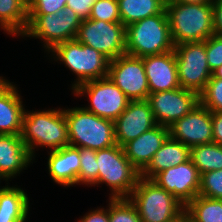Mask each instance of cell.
<instances>
[{"mask_svg": "<svg viewBox=\"0 0 222 222\" xmlns=\"http://www.w3.org/2000/svg\"><path fill=\"white\" fill-rule=\"evenodd\" d=\"M97 186L106 184L111 199L128 198L140 178V172L126 157L123 147L115 144L96 151Z\"/></svg>", "mask_w": 222, "mask_h": 222, "instance_id": "6", "label": "cell"}, {"mask_svg": "<svg viewBox=\"0 0 222 222\" xmlns=\"http://www.w3.org/2000/svg\"><path fill=\"white\" fill-rule=\"evenodd\" d=\"M27 147L19 135L0 134V179L16 178L32 163Z\"/></svg>", "mask_w": 222, "mask_h": 222, "instance_id": "19", "label": "cell"}, {"mask_svg": "<svg viewBox=\"0 0 222 222\" xmlns=\"http://www.w3.org/2000/svg\"><path fill=\"white\" fill-rule=\"evenodd\" d=\"M28 27V0H0V28L12 36H22Z\"/></svg>", "mask_w": 222, "mask_h": 222, "instance_id": "24", "label": "cell"}, {"mask_svg": "<svg viewBox=\"0 0 222 222\" xmlns=\"http://www.w3.org/2000/svg\"><path fill=\"white\" fill-rule=\"evenodd\" d=\"M174 52L180 87L200 94L212 76L205 41L175 45Z\"/></svg>", "mask_w": 222, "mask_h": 222, "instance_id": "11", "label": "cell"}, {"mask_svg": "<svg viewBox=\"0 0 222 222\" xmlns=\"http://www.w3.org/2000/svg\"><path fill=\"white\" fill-rule=\"evenodd\" d=\"M121 23L128 25L160 14L166 9V0H117Z\"/></svg>", "mask_w": 222, "mask_h": 222, "instance_id": "25", "label": "cell"}, {"mask_svg": "<svg viewBox=\"0 0 222 222\" xmlns=\"http://www.w3.org/2000/svg\"><path fill=\"white\" fill-rule=\"evenodd\" d=\"M147 100L156 123L165 127L171 126L200 103L197 92L182 87L150 93Z\"/></svg>", "mask_w": 222, "mask_h": 222, "instance_id": "13", "label": "cell"}, {"mask_svg": "<svg viewBox=\"0 0 222 222\" xmlns=\"http://www.w3.org/2000/svg\"><path fill=\"white\" fill-rule=\"evenodd\" d=\"M156 125L148 100L129 101L127 108L114 121L116 143L123 147Z\"/></svg>", "mask_w": 222, "mask_h": 222, "instance_id": "16", "label": "cell"}, {"mask_svg": "<svg viewBox=\"0 0 222 222\" xmlns=\"http://www.w3.org/2000/svg\"><path fill=\"white\" fill-rule=\"evenodd\" d=\"M21 138L34 160L38 147L53 151L69 145L64 108L25 110Z\"/></svg>", "mask_w": 222, "mask_h": 222, "instance_id": "1", "label": "cell"}, {"mask_svg": "<svg viewBox=\"0 0 222 222\" xmlns=\"http://www.w3.org/2000/svg\"><path fill=\"white\" fill-rule=\"evenodd\" d=\"M190 160L200 175L209 171L222 170V145L212 142L192 147Z\"/></svg>", "mask_w": 222, "mask_h": 222, "instance_id": "26", "label": "cell"}, {"mask_svg": "<svg viewBox=\"0 0 222 222\" xmlns=\"http://www.w3.org/2000/svg\"><path fill=\"white\" fill-rule=\"evenodd\" d=\"M91 20L121 22L117 0H96L89 16Z\"/></svg>", "mask_w": 222, "mask_h": 222, "instance_id": "32", "label": "cell"}, {"mask_svg": "<svg viewBox=\"0 0 222 222\" xmlns=\"http://www.w3.org/2000/svg\"><path fill=\"white\" fill-rule=\"evenodd\" d=\"M169 1L177 3H188V4H205L213 2V0H169Z\"/></svg>", "mask_w": 222, "mask_h": 222, "instance_id": "40", "label": "cell"}, {"mask_svg": "<svg viewBox=\"0 0 222 222\" xmlns=\"http://www.w3.org/2000/svg\"><path fill=\"white\" fill-rule=\"evenodd\" d=\"M152 181L171 193L184 206L199 193L200 174L190 159L158 173Z\"/></svg>", "mask_w": 222, "mask_h": 222, "instance_id": "15", "label": "cell"}, {"mask_svg": "<svg viewBox=\"0 0 222 222\" xmlns=\"http://www.w3.org/2000/svg\"><path fill=\"white\" fill-rule=\"evenodd\" d=\"M199 98L211 112H222V79L210 78Z\"/></svg>", "mask_w": 222, "mask_h": 222, "instance_id": "30", "label": "cell"}, {"mask_svg": "<svg viewBox=\"0 0 222 222\" xmlns=\"http://www.w3.org/2000/svg\"><path fill=\"white\" fill-rule=\"evenodd\" d=\"M9 80L5 79L4 77L0 76V89L8 82Z\"/></svg>", "mask_w": 222, "mask_h": 222, "instance_id": "42", "label": "cell"}, {"mask_svg": "<svg viewBox=\"0 0 222 222\" xmlns=\"http://www.w3.org/2000/svg\"><path fill=\"white\" fill-rule=\"evenodd\" d=\"M52 54H51V53ZM54 61H60L77 77L71 90L89 80L108 76L110 60L102 53L78 42L76 39L57 44L49 53Z\"/></svg>", "mask_w": 222, "mask_h": 222, "instance_id": "5", "label": "cell"}, {"mask_svg": "<svg viewBox=\"0 0 222 222\" xmlns=\"http://www.w3.org/2000/svg\"><path fill=\"white\" fill-rule=\"evenodd\" d=\"M189 159L190 148L168 136L148 166L140 173V177L152 180L158 173L169 167L178 166Z\"/></svg>", "mask_w": 222, "mask_h": 222, "instance_id": "22", "label": "cell"}, {"mask_svg": "<svg viewBox=\"0 0 222 222\" xmlns=\"http://www.w3.org/2000/svg\"><path fill=\"white\" fill-rule=\"evenodd\" d=\"M169 136L189 148L213 142L212 112L203 104L168 127Z\"/></svg>", "mask_w": 222, "mask_h": 222, "instance_id": "14", "label": "cell"}, {"mask_svg": "<svg viewBox=\"0 0 222 222\" xmlns=\"http://www.w3.org/2000/svg\"><path fill=\"white\" fill-rule=\"evenodd\" d=\"M79 148L67 145L58 150L48 152L47 168L50 178L61 186L71 187L77 185L80 171Z\"/></svg>", "mask_w": 222, "mask_h": 222, "instance_id": "20", "label": "cell"}, {"mask_svg": "<svg viewBox=\"0 0 222 222\" xmlns=\"http://www.w3.org/2000/svg\"><path fill=\"white\" fill-rule=\"evenodd\" d=\"M72 93L78 98L84 95L88 97L90 104L84 108L112 121L120 116L130 101L108 76L81 83L72 90Z\"/></svg>", "mask_w": 222, "mask_h": 222, "instance_id": "9", "label": "cell"}, {"mask_svg": "<svg viewBox=\"0 0 222 222\" xmlns=\"http://www.w3.org/2000/svg\"><path fill=\"white\" fill-rule=\"evenodd\" d=\"M24 111L19 90L9 80L0 89V134L21 136Z\"/></svg>", "mask_w": 222, "mask_h": 222, "instance_id": "21", "label": "cell"}, {"mask_svg": "<svg viewBox=\"0 0 222 222\" xmlns=\"http://www.w3.org/2000/svg\"><path fill=\"white\" fill-rule=\"evenodd\" d=\"M198 195L222 199V170L209 171L200 175Z\"/></svg>", "mask_w": 222, "mask_h": 222, "instance_id": "31", "label": "cell"}, {"mask_svg": "<svg viewBox=\"0 0 222 222\" xmlns=\"http://www.w3.org/2000/svg\"><path fill=\"white\" fill-rule=\"evenodd\" d=\"M166 9L126 27V54L135 57L163 54L174 50Z\"/></svg>", "mask_w": 222, "mask_h": 222, "instance_id": "4", "label": "cell"}, {"mask_svg": "<svg viewBox=\"0 0 222 222\" xmlns=\"http://www.w3.org/2000/svg\"><path fill=\"white\" fill-rule=\"evenodd\" d=\"M107 209L104 207H97L93 211H89L77 222H110L109 221V203Z\"/></svg>", "mask_w": 222, "mask_h": 222, "instance_id": "36", "label": "cell"}, {"mask_svg": "<svg viewBox=\"0 0 222 222\" xmlns=\"http://www.w3.org/2000/svg\"><path fill=\"white\" fill-rule=\"evenodd\" d=\"M29 206L28 195L21 187H0V222H26Z\"/></svg>", "mask_w": 222, "mask_h": 222, "instance_id": "23", "label": "cell"}, {"mask_svg": "<svg viewBox=\"0 0 222 222\" xmlns=\"http://www.w3.org/2000/svg\"><path fill=\"white\" fill-rule=\"evenodd\" d=\"M108 77L130 101L148 99L150 91L143 58L124 54L111 60Z\"/></svg>", "mask_w": 222, "mask_h": 222, "instance_id": "12", "label": "cell"}, {"mask_svg": "<svg viewBox=\"0 0 222 222\" xmlns=\"http://www.w3.org/2000/svg\"><path fill=\"white\" fill-rule=\"evenodd\" d=\"M96 0H67L66 6L70 7L81 20L89 19L92 6Z\"/></svg>", "mask_w": 222, "mask_h": 222, "instance_id": "35", "label": "cell"}, {"mask_svg": "<svg viewBox=\"0 0 222 222\" xmlns=\"http://www.w3.org/2000/svg\"><path fill=\"white\" fill-rule=\"evenodd\" d=\"M67 0H28V14H51L66 7Z\"/></svg>", "mask_w": 222, "mask_h": 222, "instance_id": "34", "label": "cell"}, {"mask_svg": "<svg viewBox=\"0 0 222 222\" xmlns=\"http://www.w3.org/2000/svg\"><path fill=\"white\" fill-rule=\"evenodd\" d=\"M75 39L110 61L126 54V27L121 22L82 20Z\"/></svg>", "mask_w": 222, "mask_h": 222, "instance_id": "10", "label": "cell"}, {"mask_svg": "<svg viewBox=\"0 0 222 222\" xmlns=\"http://www.w3.org/2000/svg\"><path fill=\"white\" fill-rule=\"evenodd\" d=\"M110 222H141L135 206L128 198H109Z\"/></svg>", "mask_w": 222, "mask_h": 222, "instance_id": "29", "label": "cell"}, {"mask_svg": "<svg viewBox=\"0 0 222 222\" xmlns=\"http://www.w3.org/2000/svg\"><path fill=\"white\" fill-rule=\"evenodd\" d=\"M185 209L191 222H222V199L197 195Z\"/></svg>", "mask_w": 222, "mask_h": 222, "instance_id": "27", "label": "cell"}, {"mask_svg": "<svg viewBox=\"0 0 222 222\" xmlns=\"http://www.w3.org/2000/svg\"><path fill=\"white\" fill-rule=\"evenodd\" d=\"M150 93L180 87L174 50L142 57Z\"/></svg>", "mask_w": 222, "mask_h": 222, "instance_id": "17", "label": "cell"}, {"mask_svg": "<svg viewBox=\"0 0 222 222\" xmlns=\"http://www.w3.org/2000/svg\"><path fill=\"white\" fill-rule=\"evenodd\" d=\"M169 136L168 127L157 124L123 146L126 157L141 173Z\"/></svg>", "mask_w": 222, "mask_h": 222, "instance_id": "18", "label": "cell"}, {"mask_svg": "<svg viewBox=\"0 0 222 222\" xmlns=\"http://www.w3.org/2000/svg\"><path fill=\"white\" fill-rule=\"evenodd\" d=\"M69 145L101 150L116 143L114 121L101 118L84 107L64 108Z\"/></svg>", "mask_w": 222, "mask_h": 222, "instance_id": "3", "label": "cell"}, {"mask_svg": "<svg viewBox=\"0 0 222 222\" xmlns=\"http://www.w3.org/2000/svg\"><path fill=\"white\" fill-rule=\"evenodd\" d=\"M213 142L222 145V112H212Z\"/></svg>", "mask_w": 222, "mask_h": 222, "instance_id": "38", "label": "cell"}, {"mask_svg": "<svg viewBox=\"0 0 222 222\" xmlns=\"http://www.w3.org/2000/svg\"><path fill=\"white\" fill-rule=\"evenodd\" d=\"M166 12L174 45L205 41L215 34L212 3L188 4L166 0Z\"/></svg>", "mask_w": 222, "mask_h": 222, "instance_id": "2", "label": "cell"}, {"mask_svg": "<svg viewBox=\"0 0 222 222\" xmlns=\"http://www.w3.org/2000/svg\"><path fill=\"white\" fill-rule=\"evenodd\" d=\"M214 33L222 35V0H213Z\"/></svg>", "mask_w": 222, "mask_h": 222, "instance_id": "37", "label": "cell"}, {"mask_svg": "<svg viewBox=\"0 0 222 222\" xmlns=\"http://www.w3.org/2000/svg\"><path fill=\"white\" fill-rule=\"evenodd\" d=\"M168 222H191V218L187 210L184 208L178 215L170 219Z\"/></svg>", "mask_w": 222, "mask_h": 222, "instance_id": "39", "label": "cell"}, {"mask_svg": "<svg viewBox=\"0 0 222 222\" xmlns=\"http://www.w3.org/2000/svg\"><path fill=\"white\" fill-rule=\"evenodd\" d=\"M128 199L135 206L141 222H168L185 208L171 193L142 177Z\"/></svg>", "mask_w": 222, "mask_h": 222, "instance_id": "8", "label": "cell"}, {"mask_svg": "<svg viewBox=\"0 0 222 222\" xmlns=\"http://www.w3.org/2000/svg\"><path fill=\"white\" fill-rule=\"evenodd\" d=\"M205 51L210 71L222 66V35L213 34L205 40Z\"/></svg>", "mask_w": 222, "mask_h": 222, "instance_id": "33", "label": "cell"}, {"mask_svg": "<svg viewBox=\"0 0 222 222\" xmlns=\"http://www.w3.org/2000/svg\"><path fill=\"white\" fill-rule=\"evenodd\" d=\"M80 171L77 185L97 186V157L96 151L90 148H79Z\"/></svg>", "mask_w": 222, "mask_h": 222, "instance_id": "28", "label": "cell"}, {"mask_svg": "<svg viewBox=\"0 0 222 222\" xmlns=\"http://www.w3.org/2000/svg\"><path fill=\"white\" fill-rule=\"evenodd\" d=\"M81 19L70 7L51 14H28V27L22 37L40 39L49 53L57 44L76 38Z\"/></svg>", "mask_w": 222, "mask_h": 222, "instance_id": "7", "label": "cell"}, {"mask_svg": "<svg viewBox=\"0 0 222 222\" xmlns=\"http://www.w3.org/2000/svg\"><path fill=\"white\" fill-rule=\"evenodd\" d=\"M211 78H221L222 79V66L217 68L212 72Z\"/></svg>", "mask_w": 222, "mask_h": 222, "instance_id": "41", "label": "cell"}]
</instances>
